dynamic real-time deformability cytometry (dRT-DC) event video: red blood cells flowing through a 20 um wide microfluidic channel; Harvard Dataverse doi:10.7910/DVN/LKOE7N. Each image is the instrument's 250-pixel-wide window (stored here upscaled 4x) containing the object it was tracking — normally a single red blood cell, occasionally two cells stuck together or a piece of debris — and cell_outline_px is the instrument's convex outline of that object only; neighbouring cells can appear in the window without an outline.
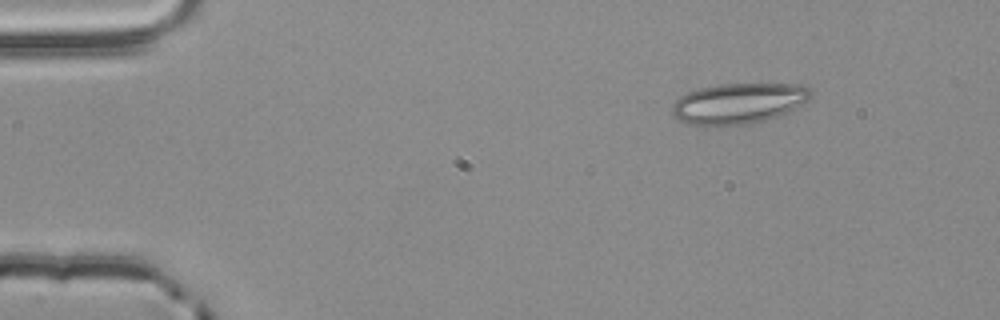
{"species": "common noctule bat (a hibernating species)", "species_latin": "Nyctalus noctula", "temperature_condition": "room temperature", "stored_images_in_passage": 3, "camera_frame_rate_fps": 3000, "um_per_image_px": 0.085, "animal": {"sex": "male", "body_mass_g": 20.4}, "frame": {"image": 1, "passage_image": 1, "time_ms": 0.0, "image_size_px": [1000, 320], "cell_outline_px": [[812, 96], [808, 100], [776, 116], [764, 120], [748, 124], [688, 124], [680, 120], [672, 112], [672, 104], [680, 96], [688, 92], [700, 88], [720, 84], [804, 84], [812, 92]], "centroid_in_image_um": [62.77, 8.76], "position_along_channel_um": 22.2, "area_um2": 32.14}}